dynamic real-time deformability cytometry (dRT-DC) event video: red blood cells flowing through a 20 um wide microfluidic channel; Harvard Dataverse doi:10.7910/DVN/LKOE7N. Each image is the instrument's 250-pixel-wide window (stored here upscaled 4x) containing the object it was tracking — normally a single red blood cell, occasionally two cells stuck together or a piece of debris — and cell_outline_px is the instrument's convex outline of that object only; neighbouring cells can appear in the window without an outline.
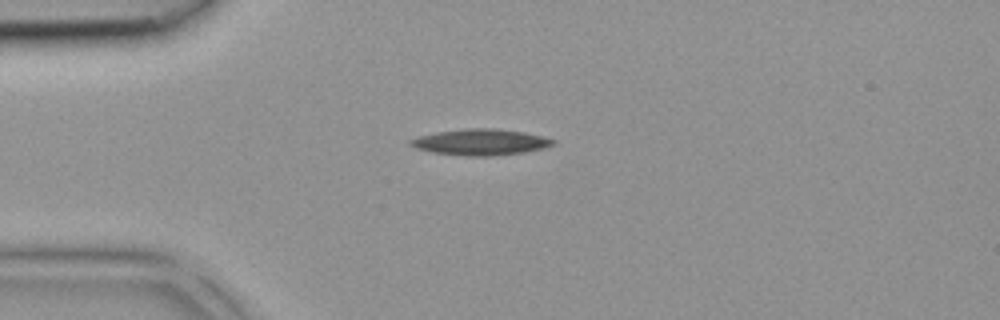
{"species": "common noctule bat (a hibernating species)", "species_latin": "Nyctalus noctula", "temperature_condition": "room temperature", "stored_images_in_passage": 39, "camera_frame_rate_fps": 3000, "um_per_image_px": 0.085, "animal": {"sex": "female", "body_mass_g": 18.4}, "frame": {"image": 1, "passage_image": 9, "time_ms": 2.667, "image_size_px": [1000, 320], "cell_outline_px": [[556, 144], [544, 148], [524, 152], [492, 156], [468, 156], [432, 152], [416, 148], [408, 144], [408, 140], [420, 136], [436, 132], [464, 128], [496, 128], [524, 132], [556, 140]], "centroid_in_image_um": [40.85, 12.07], "position_along_channel_um": 44.2, "area_um2": 21.73}}
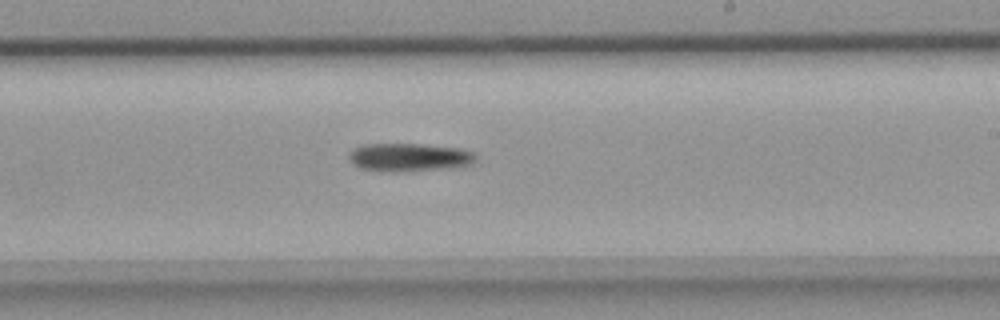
{"frame": {"image": 2, "passage_image": 23, "time_ms": 7.333, "image_size_px": [1000, 320], "cell_outline_px": [[476, 160], [472, 164], [448, 168], [396, 172], [392, 172], [360, 168], [352, 164], [348, 156], [348, 152], [352, 148], [364, 144], [420, 144], [464, 148], [476, 152]], "centroid_in_image_um": [34.79, 13.36], "position_along_channel_um": 254.2, "area_um2": 21.15}}
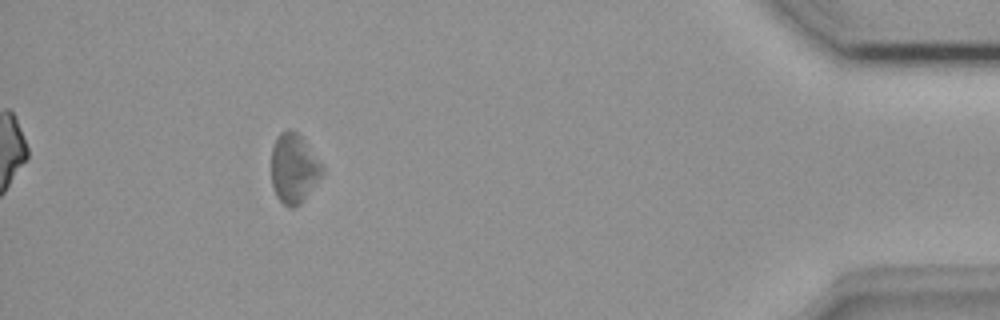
{"frame": {"image": 3, "passage_image": 36, "time_ms": 11.667, "image_size_px": [1000, 320], "cell_outline_px": [[324, 176], [304, 200], [296, 208], [288, 208], [276, 196], [272, 184], [272, 148], [276, 136], [280, 132], [288, 128], [296, 132], [304, 140], [324, 168]], "centroid_in_image_um": [24.99, 14.34], "position_along_channel_um": 410.2, "area_um2": 20.87}}